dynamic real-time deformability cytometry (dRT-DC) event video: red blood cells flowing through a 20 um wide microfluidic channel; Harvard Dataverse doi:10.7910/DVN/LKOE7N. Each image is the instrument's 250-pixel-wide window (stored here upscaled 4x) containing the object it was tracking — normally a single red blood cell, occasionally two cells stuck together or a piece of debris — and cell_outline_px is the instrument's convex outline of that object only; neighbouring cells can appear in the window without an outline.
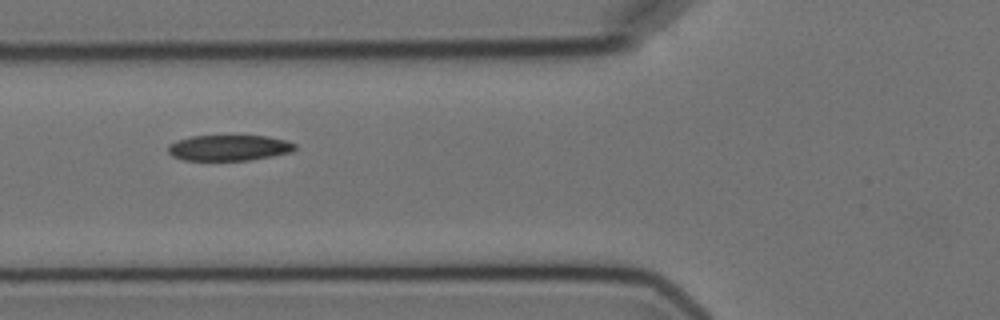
{"species": "Egyptian fruit bat (a non-hibernating species)", "species_latin": "Rousettus aegyptiacus", "temperature_condition": "cold", "stored_images_in_passage": 8, "camera_frame_rate_fps": 3000, "um_per_image_px": 0.085, "animal": {"sex": "female"}, "frame": {"image": 1, "passage_image": 5, "time_ms": 4.667, "image_size_px": [1000, 320], "cell_outline_px": [[296, 148], [292, 152], [272, 156], [248, 160], [184, 160], [172, 156], [168, 152], [168, 144], [176, 140], [192, 136], [268, 136], [288, 140], [296, 144]], "centroid_in_image_um": [19.47, 12.56], "position_along_channel_um": 106.3, "area_um2": 19.13}}
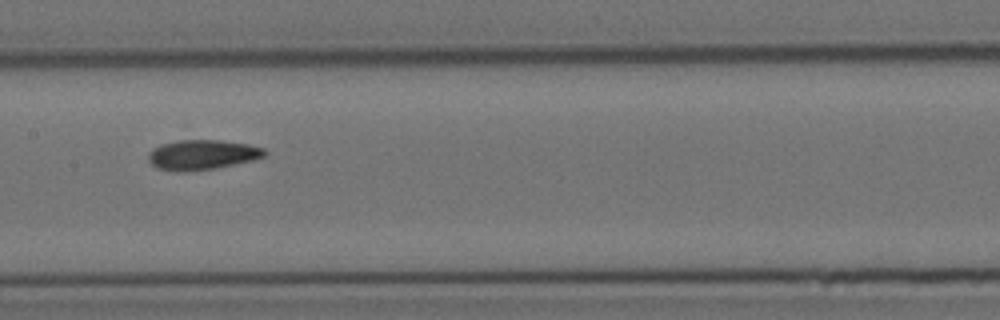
{"frame": {"image": 2, "passage_image": 7, "time_ms": 7.0, "image_size_px": [1000, 320], "cell_outline_px": [[268, 152], [264, 156], [252, 160], [216, 168], [184, 172], [180, 172], [156, 168], [148, 160], [148, 152], [152, 148], [160, 144], [176, 140], [220, 140], [248, 144], [264, 148]], "centroid_in_image_um": [17.15, 13.15], "position_along_channel_um": 190.2, "area_um2": 20.4}}
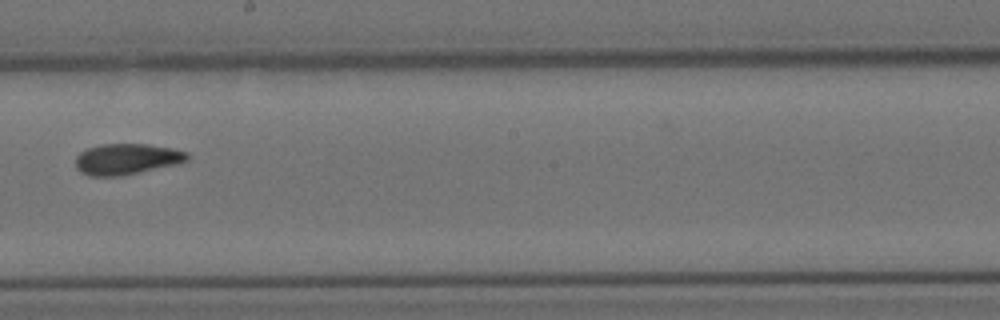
{"frame": {"image": 3, "passage_image": 8, "time_ms": 8.333, "image_size_px": [1000, 320], "cell_outline_px": [[188, 160], [176, 164], [120, 176], [88, 176], [80, 172], [76, 168], [76, 156], [80, 152], [88, 148], [100, 144], [148, 144], [172, 148], [188, 152]], "centroid_in_image_um": [10.74, 13.52], "position_along_channel_um": 237.5, "area_um2": 20.11}}